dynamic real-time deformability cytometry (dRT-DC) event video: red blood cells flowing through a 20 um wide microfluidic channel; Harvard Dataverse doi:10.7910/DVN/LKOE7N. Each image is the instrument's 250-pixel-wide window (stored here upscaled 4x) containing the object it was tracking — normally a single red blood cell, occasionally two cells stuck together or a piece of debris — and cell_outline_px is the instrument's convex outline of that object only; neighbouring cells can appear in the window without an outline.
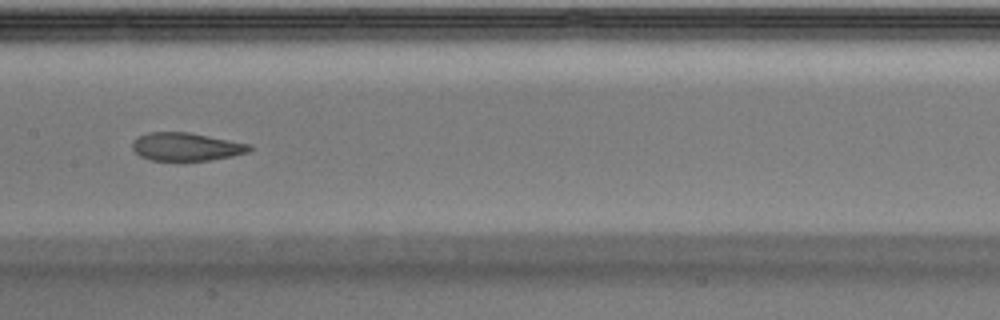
{"species": "Egyptian fruit bat (a non-hibernating species)", "species_latin": "Rousettus aegyptiacus", "temperature_condition": "warm", "stored_images_in_passage": 31, "camera_frame_rate_fps": 3000, "um_per_image_px": 0.085, "animal": {"sex": "male"}, "frame": {"image": 1, "passage_image": 14, "time_ms": 4.333, "image_size_px": [1000, 320], "cell_outline_px": [[252, 148], [248, 152], [232, 156], [208, 160], [152, 160], [140, 156], [132, 148], [132, 140], [148, 132], [188, 132], [252, 144]], "centroid_in_image_um": [15.83, 12.46], "position_along_channel_um": 191.6, "area_um2": 19.07}}